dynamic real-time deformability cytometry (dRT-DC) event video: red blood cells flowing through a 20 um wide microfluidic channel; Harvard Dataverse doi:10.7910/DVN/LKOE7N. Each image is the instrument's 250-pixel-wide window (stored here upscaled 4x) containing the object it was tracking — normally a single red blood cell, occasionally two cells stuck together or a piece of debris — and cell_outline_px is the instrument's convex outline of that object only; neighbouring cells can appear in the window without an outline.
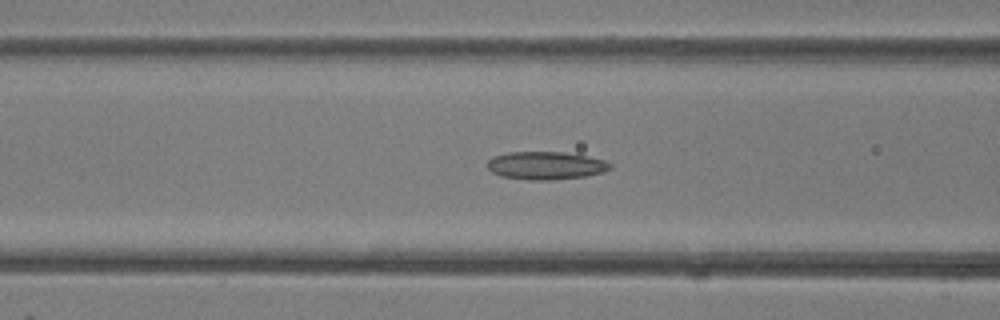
{"species": "common noctule bat (a hibernating species)", "species_latin": "Nyctalus noctula", "temperature_condition": "room temperature", "stored_images_in_passage": 24, "camera_frame_rate_fps": 3000, "um_per_image_px": 0.085, "animal": {"sex": "female"}, "frame": {"image": 1, "passage_image": 8, "time_ms": 2.333, "image_size_px": [1000, 320], "cell_outline_px": [[612, 168], [604, 172], [584, 176], [552, 180], [532, 180], [500, 176], [492, 172], [488, 168], [488, 160], [492, 156], [508, 152], [564, 152], [604, 160], [612, 164]], "centroid_in_image_um": [46.38, 14.07], "position_along_channel_um": 120.2, "area_um2": 19.94}}
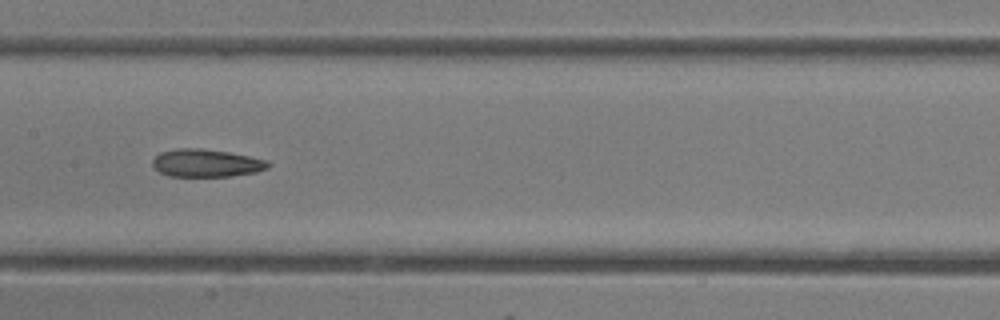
{"frame": {"image": 2, "passage_image": 12, "time_ms": 3.667, "image_size_px": [1000, 320], "cell_outline_px": [[272, 164], [268, 168], [256, 172], [232, 176], [168, 176], [160, 172], [152, 164], [152, 160], [160, 152], [176, 148], [200, 148], [228, 152], [268, 160]], "centroid_in_image_um": [17.55, 13.86], "position_along_channel_um": 189.9, "area_um2": 18.73}}
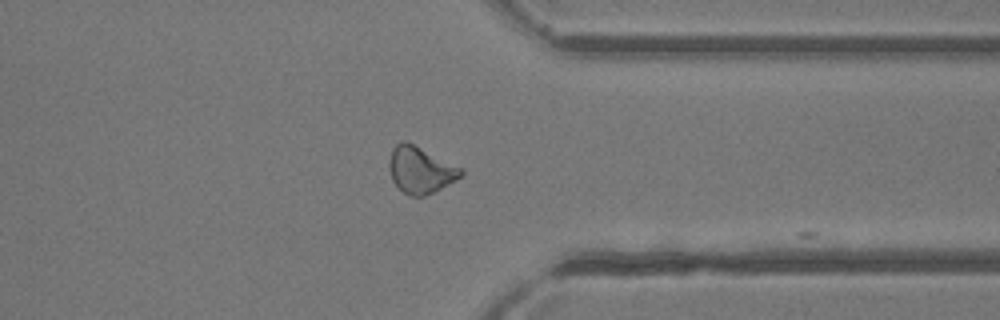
{"frame": {"image": 3, "passage_image": 23, "time_ms": 7.333, "image_size_px": [1000, 320], "cell_outline_px": [[464, 172], [460, 176], [440, 188], [424, 196], [408, 196], [392, 180], [388, 164], [392, 148], [396, 144], [404, 140], [464, 168]], "centroid_in_image_um": [35.72, 14.43], "position_along_channel_um": 375.7, "area_um2": 19.19}}